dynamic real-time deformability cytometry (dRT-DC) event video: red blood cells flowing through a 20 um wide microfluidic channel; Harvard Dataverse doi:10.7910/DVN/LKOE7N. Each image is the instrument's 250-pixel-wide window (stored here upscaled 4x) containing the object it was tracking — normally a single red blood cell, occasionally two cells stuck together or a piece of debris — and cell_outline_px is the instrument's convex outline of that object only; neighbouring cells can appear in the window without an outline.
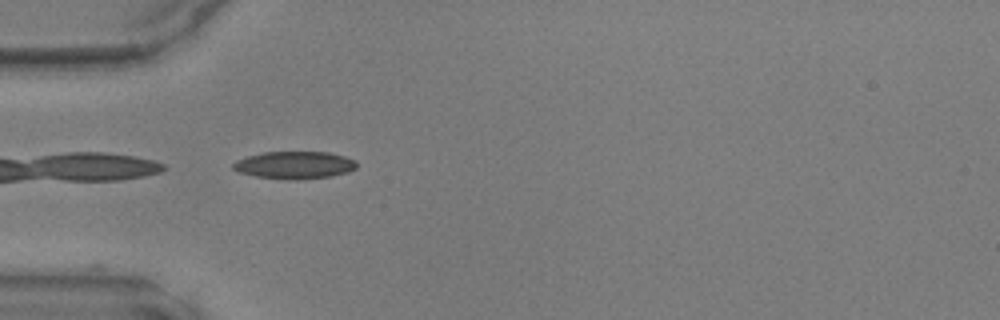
{"species": "common noctule bat (a hibernating species)", "species_latin": "Nyctalus noctula", "temperature_condition": "warm", "stored_images_in_passage": 34, "camera_frame_rate_fps": 3000, "um_per_image_px": 0.085, "animal": {"sex": "male", "body_mass_g": 17.9, "forearm_length_mm": 54.2}, "frame": {"image": 1, "passage_image": 1, "time_ms": 0.0, "image_size_px": [1000, 320], "cell_outline_px": [[356, 168], [348, 172], [332, 176], [296, 180], [256, 176], [240, 172], [232, 168], [232, 164], [236, 160], [248, 156], [264, 152], [328, 152], [344, 156], [356, 160]], "centroid_in_image_um": [25.06, 14.03], "position_along_channel_um": 59.9, "area_um2": 19.65}}
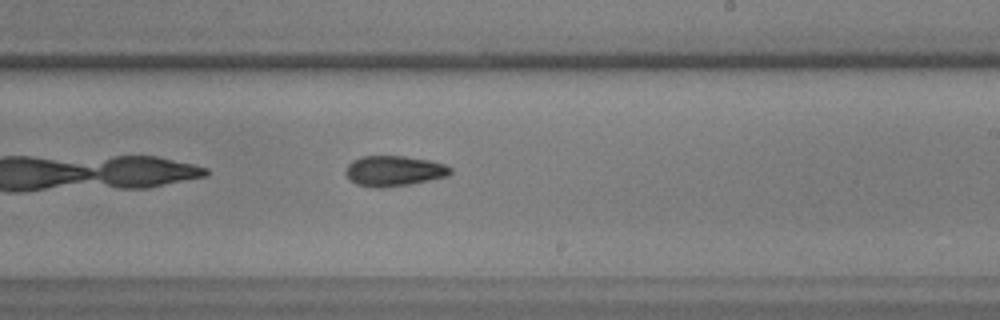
{"frame": {"image": 2, "passage_image": 15, "time_ms": 4.667, "image_size_px": [1000, 320], "cell_outline_px": [[452, 172], [448, 176], [412, 184], [380, 188], [376, 188], [356, 184], [344, 172], [348, 164], [352, 160], [360, 156], [404, 156], [432, 160], [444, 164], [452, 168]], "centroid_in_image_um": [33.51, 14.52], "position_along_channel_um": 255.5, "area_um2": 18.73}}
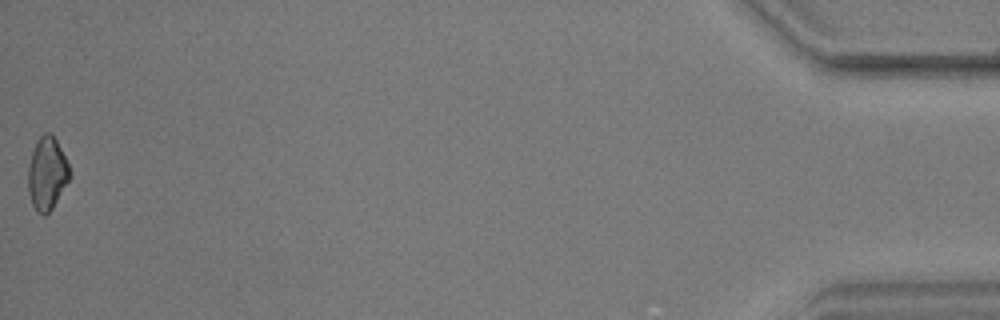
{"frame": {"image": 3, "passage_image": 34, "time_ms": 11.0, "image_size_px": [1000, 320], "cell_outline_px": [[72, 176], [52, 208], [44, 216], [36, 212], [32, 204], [28, 192], [28, 168], [32, 152], [36, 140], [44, 132], [52, 132], [72, 172]], "centroid_in_image_um": [4.0, 14.75], "position_along_channel_um": 431.2, "area_um2": 17.8}}